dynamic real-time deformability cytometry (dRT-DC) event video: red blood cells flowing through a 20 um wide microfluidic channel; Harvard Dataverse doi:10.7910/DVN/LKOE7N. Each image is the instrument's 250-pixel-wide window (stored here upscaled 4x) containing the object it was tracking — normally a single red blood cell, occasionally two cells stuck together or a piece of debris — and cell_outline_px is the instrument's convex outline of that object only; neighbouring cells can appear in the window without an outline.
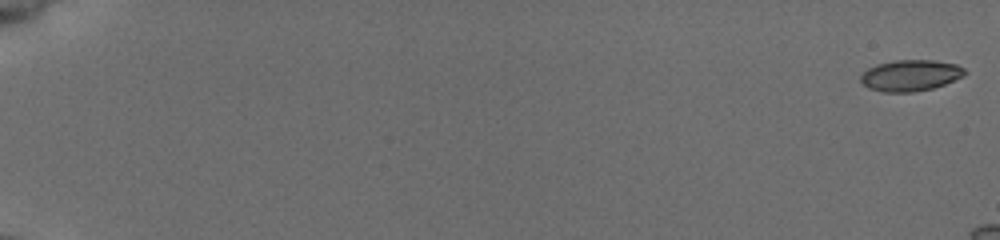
{"species": "common noctule bat (a hibernating species)", "species_latin": "Nyctalus noctula", "temperature_condition": "cold", "stored_images_in_passage": 13, "camera_frame_rate_fps": 3000, "um_per_image_px": 0.085, "animal": {"sex": "female", "body_mass_g": 19.5, "forearm_length_mm": 54.1}, "frame": {"image": 1, "passage_image": 1, "time_ms": 0.0, "image_size_px": [1000, 240], "cell_outline_px": [[968, 72], [964, 76], [944, 84], [932, 88], [912, 92], [884, 92], [868, 88], [860, 80], [860, 76], [868, 68], [876, 64], [896, 60], [932, 60], [956, 64], [964, 68]], "centroid_in_image_um": [77.39, 6.41], "position_along_channel_um": 7.6, "area_um2": 18.9}}